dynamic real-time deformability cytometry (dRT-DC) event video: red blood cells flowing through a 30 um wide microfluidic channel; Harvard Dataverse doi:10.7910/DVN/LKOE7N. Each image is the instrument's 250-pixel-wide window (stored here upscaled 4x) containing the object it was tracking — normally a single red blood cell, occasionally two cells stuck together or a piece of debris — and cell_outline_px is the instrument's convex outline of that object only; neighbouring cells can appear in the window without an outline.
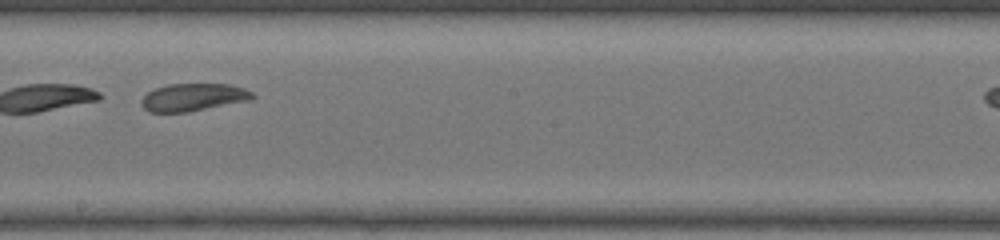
{"species": "common noctule bat (a hibernating species)", "species_latin": "Nyctalus noctula", "temperature_condition": "warm", "stored_images_in_passage": 33, "camera_frame_rate_fps": 3000, "um_per_image_px": 0.085, "animal": {"sex": "female", "body_mass_g": 17.0, "forearm_length_mm": 48.0}, "frame": {"image": 1, "passage_image": 19, "time_ms": 6.0, "image_size_px": [1000, 240], "cell_outline_px": [[256, 96], [252, 100], [188, 112], [148, 112], [140, 104], [140, 100], [148, 92], [156, 88], [168, 84], [228, 84], [244, 88], [252, 92]], "centroid_in_image_um": [16.44, 8.27], "position_along_channel_um": 231.8, "area_um2": 17.98}}